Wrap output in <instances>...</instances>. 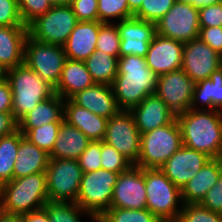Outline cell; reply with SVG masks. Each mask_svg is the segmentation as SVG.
<instances>
[{
  "label": "cell",
  "mask_w": 222,
  "mask_h": 222,
  "mask_svg": "<svg viewBox=\"0 0 222 222\" xmlns=\"http://www.w3.org/2000/svg\"><path fill=\"white\" fill-rule=\"evenodd\" d=\"M70 99L78 106L107 119L120 110L112 87L106 84L95 83L93 86L77 92Z\"/></svg>",
  "instance_id": "44dd1931"
},
{
  "label": "cell",
  "mask_w": 222,
  "mask_h": 222,
  "mask_svg": "<svg viewBox=\"0 0 222 222\" xmlns=\"http://www.w3.org/2000/svg\"><path fill=\"white\" fill-rule=\"evenodd\" d=\"M99 21H79L63 45L66 57L70 60L84 62L96 51Z\"/></svg>",
  "instance_id": "ffe728a7"
},
{
  "label": "cell",
  "mask_w": 222,
  "mask_h": 222,
  "mask_svg": "<svg viewBox=\"0 0 222 222\" xmlns=\"http://www.w3.org/2000/svg\"><path fill=\"white\" fill-rule=\"evenodd\" d=\"M78 22L70 4H54L28 26V32L37 41L63 46Z\"/></svg>",
  "instance_id": "ba28073f"
},
{
  "label": "cell",
  "mask_w": 222,
  "mask_h": 222,
  "mask_svg": "<svg viewBox=\"0 0 222 222\" xmlns=\"http://www.w3.org/2000/svg\"><path fill=\"white\" fill-rule=\"evenodd\" d=\"M184 43L155 34L146 54L147 66L161 76L182 67Z\"/></svg>",
  "instance_id": "ac0fdd59"
},
{
  "label": "cell",
  "mask_w": 222,
  "mask_h": 222,
  "mask_svg": "<svg viewBox=\"0 0 222 222\" xmlns=\"http://www.w3.org/2000/svg\"><path fill=\"white\" fill-rule=\"evenodd\" d=\"M82 176L77 160L50 158L46 169L49 201L76 203Z\"/></svg>",
  "instance_id": "9c48e42d"
},
{
  "label": "cell",
  "mask_w": 222,
  "mask_h": 222,
  "mask_svg": "<svg viewBox=\"0 0 222 222\" xmlns=\"http://www.w3.org/2000/svg\"><path fill=\"white\" fill-rule=\"evenodd\" d=\"M176 119L184 146L211 158H222V111L190 109Z\"/></svg>",
  "instance_id": "7a4b0ae2"
},
{
  "label": "cell",
  "mask_w": 222,
  "mask_h": 222,
  "mask_svg": "<svg viewBox=\"0 0 222 222\" xmlns=\"http://www.w3.org/2000/svg\"><path fill=\"white\" fill-rule=\"evenodd\" d=\"M219 54L200 38L184 43L181 69L194 81L207 79L219 68Z\"/></svg>",
  "instance_id": "2e32d148"
},
{
  "label": "cell",
  "mask_w": 222,
  "mask_h": 222,
  "mask_svg": "<svg viewBox=\"0 0 222 222\" xmlns=\"http://www.w3.org/2000/svg\"><path fill=\"white\" fill-rule=\"evenodd\" d=\"M176 1L183 2V3H191L194 5H197V2H198V0H176Z\"/></svg>",
  "instance_id": "11a10c76"
},
{
  "label": "cell",
  "mask_w": 222,
  "mask_h": 222,
  "mask_svg": "<svg viewBox=\"0 0 222 222\" xmlns=\"http://www.w3.org/2000/svg\"><path fill=\"white\" fill-rule=\"evenodd\" d=\"M6 78L12 91V113L17 121L55 94L54 88L24 62L6 70Z\"/></svg>",
  "instance_id": "277c9868"
},
{
  "label": "cell",
  "mask_w": 222,
  "mask_h": 222,
  "mask_svg": "<svg viewBox=\"0 0 222 222\" xmlns=\"http://www.w3.org/2000/svg\"><path fill=\"white\" fill-rule=\"evenodd\" d=\"M210 159L207 154L182 145L160 170L181 190Z\"/></svg>",
  "instance_id": "e0dca14e"
},
{
  "label": "cell",
  "mask_w": 222,
  "mask_h": 222,
  "mask_svg": "<svg viewBox=\"0 0 222 222\" xmlns=\"http://www.w3.org/2000/svg\"><path fill=\"white\" fill-rule=\"evenodd\" d=\"M83 173L96 171L101 166V141H91L86 150L77 159Z\"/></svg>",
  "instance_id": "60d3db41"
},
{
  "label": "cell",
  "mask_w": 222,
  "mask_h": 222,
  "mask_svg": "<svg viewBox=\"0 0 222 222\" xmlns=\"http://www.w3.org/2000/svg\"><path fill=\"white\" fill-rule=\"evenodd\" d=\"M52 0H18L19 12L25 26L53 7Z\"/></svg>",
  "instance_id": "ab89813d"
},
{
  "label": "cell",
  "mask_w": 222,
  "mask_h": 222,
  "mask_svg": "<svg viewBox=\"0 0 222 222\" xmlns=\"http://www.w3.org/2000/svg\"><path fill=\"white\" fill-rule=\"evenodd\" d=\"M190 109L222 111V68L195 82Z\"/></svg>",
  "instance_id": "f1b7e54d"
},
{
  "label": "cell",
  "mask_w": 222,
  "mask_h": 222,
  "mask_svg": "<svg viewBox=\"0 0 222 222\" xmlns=\"http://www.w3.org/2000/svg\"><path fill=\"white\" fill-rule=\"evenodd\" d=\"M90 142L91 140L81 130L63 121L49 157L77 160Z\"/></svg>",
  "instance_id": "83f0119b"
},
{
  "label": "cell",
  "mask_w": 222,
  "mask_h": 222,
  "mask_svg": "<svg viewBox=\"0 0 222 222\" xmlns=\"http://www.w3.org/2000/svg\"><path fill=\"white\" fill-rule=\"evenodd\" d=\"M132 165L133 164L114 147L101 141V166L103 169L120 174Z\"/></svg>",
  "instance_id": "f35d334b"
},
{
  "label": "cell",
  "mask_w": 222,
  "mask_h": 222,
  "mask_svg": "<svg viewBox=\"0 0 222 222\" xmlns=\"http://www.w3.org/2000/svg\"><path fill=\"white\" fill-rule=\"evenodd\" d=\"M131 17L133 14L129 11L127 0H98L99 22L114 23Z\"/></svg>",
  "instance_id": "e575fe53"
},
{
  "label": "cell",
  "mask_w": 222,
  "mask_h": 222,
  "mask_svg": "<svg viewBox=\"0 0 222 222\" xmlns=\"http://www.w3.org/2000/svg\"><path fill=\"white\" fill-rule=\"evenodd\" d=\"M199 38L218 54L222 52V27H200Z\"/></svg>",
  "instance_id": "bcb514c9"
},
{
  "label": "cell",
  "mask_w": 222,
  "mask_h": 222,
  "mask_svg": "<svg viewBox=\"0 0 222 222\" xmlns=\"http://www.w3.org/2000/svg\"><path fill=\"white\" fill-rule=\"evenodd\" d=\"M140 134L170 124L176 114L156 95L150 94L130 110Z\"/></svg>",
  "instance_id": "d6986e66"
},
{
  "label": "cell",
  "mask_w": 222,
  "mask_h": 222,
  "mask_svg": "<svg viewBox=\"0 0 222 222\" xmlns=\"http://www.w3.org/2000/svg\"><path fill=\"white\" fill-rule=\"evenodd\" d=\"M222 3V0H198V7H205L212 4Z\"/></svg>",
  "instance_id": "f5cc1de1"
},
{
  "label": "cell",
  "mask_w": 222,
  "mask_h": 222,
  "mask_svg": "<svg viewBox=\"0 0 222 222\" xmlns=\"http://www.w3.org/2000/svg\"><path fill=\"white\" fill-rule=\"evenodd\" d=\"M101 218L105 222H161L148 209H123L111 207Z\"/></svg>",
  "instance_id": "d6a6232c"
},
{
  "label": "cell",
  "mask_w": 222,
  "mask_h": 222,
  "mask_svg": "<svg viewBox=\"0 0 222 222\" xmlns=\"http://www.w3.org/2000/svg\"><path fill=\"white\" fill-rule=\"evenodd\" d=\"M18 130V121L12 112H0V137L10 135Z\"/></svg>",
  "instance_id": "c3c4849f"
},
{
  "label": "cell",
  "mask_w": 222,
  "mask_h": 222,
  "mask_svg": "<svg viewBox=\"0 0 222 222\" xmlns=\"http://www.w3.org/2000/svg\"><path fill=\"white\" fill-rule=\"evenodd\" d=\"M161 222H177V221H161Z\"/></svg>",
  "instance_id": "94428289"
},
{
  "label": "cell",
  "mask_w": 222,
  "mask_h": 222,
  "mask_svg": "<svg viewBox=\"0 0 222 222\" xmlns=\"http://www.w3.org/2000/svg\"><path fill=\"white\" fill-rule=\"evenodd\" d=\"M21 216L23 222H50L49 215L44 208Z\"/></svg>",
  "instance_id": "681fc988"
},
{
  "label": "cell",
  "mask_w": 222,
  "mask_h": 222,
  "mask_svg": "<svg viewBox=\"0 0 222 222\" xmlns=\"http://www.w3.org/2000/svg\"><path fill=\"white\" fill-rule=\"evenodd\" d=\"M49 154L40 149L27 138L19 142L16 162L13 168V179L28 176L34 173L46 172L49 163Z\"/></svg>",
  "instance_id": "4316f807"
},
{
  "label": "cell",
  "mask_w": 222,
  "mask_h": 222,
  "mask_svg": "<svg viewBox=\"0 0 222 222\" xmlns=\"http://www.w3.org/2000/svg\"><path fill=\"white\" fill-rule=\"evenodd\" d=\"M119 173L100 168L83 173L76 203L95 218L111 208L113 189Z\"/></svg>",
  "instance_id": "52a82bcc"
},
{
  "label": "cell",
  "mask_w": 222,
  "mask_h": 222,
  "mask_svg": "<svg viewBox=\"0 0 222 222\" xmlns=\"http://www.w3.org/2000/svg\"><path fill=\"white\" fill-rule=\"evenodd\" d=\"M64 99L58 94L40 102L18 121V130L24 135L32 128L64 121Z\"/></svg>",
  "instance_id": "d4e9b609"
},
{
  "label": "cell",
  "mask_w": 222,
  "mask_h": 222,
  "mask_svg": "<svg viewBox=\"0 0 222 222\" xmlns=\"http://www.w3.org/2000/svg\"><path fill=\"white\" fill-rule=\"evenodd\" d=\"M156 33L183 43L199 38V7L175 1L171 9L156 22Z\"/></svg>",
  "instance_id": "8fae6325"
},
{
  "label": "cell",
  "mask_w": 222,
  "mask_h": 222,
  "mask_svg": "<svg viewBox=\"0 0 222 222\" xmlns=\"http://www.w3.org/2000/svg\"><path fill=\"white\" fill-rule=\"evenodd\" d=\"M177 222H222V214L213 212L200 203L183 204Z\"/></svg>",
  "instance_id": "8d00e7d4"
},
{
  "label": "cell",
  "mask_w": 222,
  "mask_h": 222,
  "mask_svg": "<svg viewBox=\"0 0 222 222\" xmlns=\"http://www.w3.org/2000/svg\"><path fill=\"white\" fill-rule=\"evenodd\" d=\"M73 0H52V2L54 4H69L71 3Z\"/></svg>",
  "instance_id": "db71d44e"
},
{
  "label": "cell",
  "mask_w": 222,
  "mask_h": 222,
  "mask_svg": "<svg viewBox=\"0 0 222 222\" xmlns=\"http://www.w3.org/2000/svg\"><path fill=\"white\" fill-rule=\"evenodd\" d=\"M146 187V209L161 221H177L182 210L181 190L160 168H143Z\"/></svg>",
  "instance_id": "5b68a950"
},
{
  "label": "cell",
  "mask_w": 222,
  "mask_h": 222,
  "mask_svg": "<svg viewBox=\"0 0 222 222\" xmlns=\"http://www.w3.org/2000/svg\"><path fill=\"white\" fill-rule=\"evenodd\" d=\"M27 26H0V64L5 70L23 63Z\"/></svg>",
  "instance_id": "cb8c5ba5"
},
{
  "label": "cell",
  "mask_w": 222,
  "mask_h": 222,
  "mask_svg": "<svg viewBox=\"0 0 222 222\" xmlns=\"http://www.w3.org/2000/svg\"><path fill=\"white\" fill-rule=\"evenodd\" d=\"M219 68H222V52L219 53Z\"/></svg>",
  "instance_id": "680465c9"
},
{
  "label": "cell",
  "mask_w": 222,
  "mask_h": 222,
  "mask_svg": "<svg viewBox=\"0 0 222 222\" xmlns=\"http://www.w3.org/2000/svg\"><path fill=\"white\" fill-rule=\"evenodd\" d=\"M0 222H23V221L21 215L4 213L0 218Z\"/></svg>",
  "instance_id": "f907efd6"
},
{
  "label": "cell",
  "mask_w": 222,
  "mask_h": 222,
  "mask_svg": "<svg viewBox=\"0 0 222 222\" xmlns=\"http://www.w3.org/2000/svg\"><path fill=\"white\" fill-rule=\"evenodd\" d=\"M195 82L182 70L158 76L155 94L174 114L190 110Z\"/></svg>",
  "instance_id": "4fadbf2b"
},
{
  "label": "cell",
  "mask_w": 222,
  "mask_h": 222,
  "mask_svg": "<svg viewBox=\"0 0 222 222\" xmlns=\"http://www.w3.org/2000/svg\"><path fill=\"white\" fill-rule=\"evenodd\" d=\"M61 123L62 122H52L32 128L24 134V137L49 154L58 137Z\"/></svg>",
  "instance_id": "836d02e7"
},
{
  "label": "cell",
  "mask_w": 222,
  "mask_h": 222,
  "mask_svg": "<svg viewBox=\"0 0 222 222\" xmlns=\"http://www.w3.org/2000/svg\"><path fill=\"white\" fill-rule=\"evenodd\" d=\"M200 204L213 212L222 214V179L206 193Z\"/></svg>",
  "instance_id": "f6af8a7d"
},
{
  "label": "cell",
  "mask_w": 222,
  "mask_h": 222,
  "mask_svg": "<svg viewBox=\"0 0 222 222\" xmlns=\"http://www.w3.org/2000/svg\"><path fill=\"white\" fill-rule=\"evenodd\" d=\"M4 212L23 215L40 210L49 201L46 172L12 179L0 187Z\"/></svg>",
  "instance_id": "3957f363"
},
{
  "label": "cell",
  "mask_w": 222,
  "mask_h": 222,
  "mask_svg": "<svg viewBox=\"0 0 222 222\" xmlns=\"http://www.w3.org/2000/svg\"><path fill=\"white\" fill-rule=\"evenodd\" d=\"M24 135L19 131L0 137V187L13 179L17 150Z\"/></svg>",
  "instance_id": "4dcf8cb0"
},
{
  "label": "cell",
  "mask_w": 222,
  "mask_h": 222,
  "mask_svg": "<svg viewBox=\"0 0 222 222\" xmlns=\"http://www.w3.org/2000/svg\"><path fill=\"white\" fill-rule=\"evenodd\" d=\"M175 1L176 0H143L140 9L133 17L156 23L171 9Z\"/></svg>",
  "instance_id": "74e56055"
},
{
  "label": "cell",
  "mask_w": 222,
  "mask_h": 222,
  "mask_svg": "<svg viewBox=\"0 0 222 222\" xmlns=\"http://www.w3.org/2000/svg\"><path fill=\"white\" fill-rule=\"evenodd\" d=\"M103 142L135 165L140 155L141 134L130 110H119L108 119Z\"/></svg>",
  "instance_id": "7c38bea8"
},
{
  "label": "cell",
  "mask_w": 222,
  "mask_h": 222,
  "mask_svg": "<svg viewBox=\"0 0 222 222\" xmlns=\"http://www.w3.org/2000/svg\"><path fill=\"white\" fill-rule=\"evenodd\" d=\"M0 112H12V91L6 77L0 78Z\"/></svg>",
  "instance_id": "7dc6e473"
},
{
  "label": "cell",
  "mask_w": 222,
  "mask_h": 222,
  "mask_svg": "<svg viewBox=\"0 0 222 222\" xmlns=\"http://www.w3.org/2000/svg\"><path fill=\"white\" fill-rule=\"evenodd\" d=\"M200 27H222V3L199 7Z\"/></svg>",
  "instance_id": "ee69618b"
},
{
  "label": "cell",
  "mask_w": 222,
  "mask_h": 222,
  "mask_svg": "<svg viewBox=\"0 0 222 222\" xmlns=\"http://www.w3.org/2000/svg\"><path fill=\"white\" fill-rule=\"evenodd\" d=\"M129 11L134 15L142 5L143 0H127Z\"/></svg>",
  "instance_id": "816d5d0a"
},
{
  "label": "cell",
  "mask_w": 222,
  "mask_h": 222,
  "mask_svg": "<svg viewBox=\"0 0 222 222\" xmlns=\"http://www.w3.org/2000/svg\"><path fill=\"white\" fill-rule=\"evenodd\" d=\"M177 119L168 125L141 134L140 155L135 164L141 168H160L182 146Z\"/></svg>",
  "instance_id": "8992f818"
},
{
  "label": "cell",
  "mask_w": 222,
  "mask_h": 222,
  "mask_svg": "<svg viewBox=\"0 0 222 222\" xmlns=\"http://www.w3.org/2000/svg\"><path fill=\"white\" fill-rule=\"evenodd\" d=\"M121 39L115 23H103L99 28L96 50L119 58Z\"/></svg>",
  "instance_id": "d590c367"
},
{
  "label": "cell",
  "mask_w": 222,
  "mask_h": 222,
  "mask_svg": "<svg viewBox=\"0 0 222 222\" xmlns=\"http://www.w3.org/2000/svg\"><path fill=\"white\" fill-rule=\"evenodd\" d=\"M95 84L85 62L66 59L55 93L61 98L70 99L77 92Z\"/></svg>",
  "instance_id": "484cf974"
},
{
  "label": "cell",
  "mask_w": 222,
  "mask_h": 222,
  "mask_svg": "<svg viewBox=\"0 0 222 222\" xmlns=\"http://www.w3.org/2000/svg\"><path fill=\"white\" fill-rule=\"evenodd\" d=\"M64 121L81 130L91 141H103L108 119L78 106L71 99L64 100Z\"/></svg>",
  "instance_id": "603a6c76"
},
{
  "label": "cell",
  "mask_w": 222,
  "mask_h": 222,
  "mask_svg": "<svg viewBox=\"0 0 222 222\" xmlns=\"http://www.w3.org/2000/svg\"><path fill=\"white\" fill-rule=\"evenodd\" d=\"M117 70L111 87L120 110H131L145 97L155 94L158 76L147 66L144 57H119Z\"/></svg>",
  "instance_id": "6da1fadb"
},
{
  "label": "cell",
  "mask_w": 222,
  "mask_h": 222,
  "mask_svg": "<svg viewBox=\"0 0 222 222\" xmlns=\"http://www.w3.org/2000/svg\"><path fill=\"white\" fill-rule=\"evenodd\" d=\"M115 24L121 39L119 57L134 55L145 58L156 34V23L131 17Z\"/></svg>",
  "instance_id": "9a60e30c"
},
{
  "label": "cell",
  "mask_w": 222,
  "mask_h": 222,
  "mask_svg": "<svg viewBox=\"0 0 222 222\" xmlns=\"http://www.w3.org/2000/svg\"><path fill=\"white\" fill-rule=\"evenodd\" d=\"M0 26H25L20 16L18 0H0Z\"/></svg>",
  "instance_id": "b9f144b4"
},
{
  "label": "cell",
  "mask_w": 222,
  "mask_h": 222,
  "mask_svg": "<svg viewBox=\"0 0 222 222\" xmlns=\"http://www.w3.org/2000/svg\"><path fill=\"white\" fill-rule=\"evenodd\" d=\"M6 77V70L0 64V78Z\"/></svg>",
  "instance_id": "9f6ffc18"
},
{
  "label": "cell",
  "mask_w": 222,
  "mask_h": 222,
  "mask_svg": "<svg viewBox=\"0 0 222 222\" xmlns=\"http://www.w3.org/2000/svg\"><path fill=\"white\" fill-rule=\"evenodd\" d=\"M88 72L97 84L110 85L118 74V58L96 50L85 61Z\"/></svg>",
  "instance_id": "f546056e"
},
{
  "label": "cell",
  "mask_w": 222,
  "mask_h": 222,
  "mask_svg": "<svg viewBox=\"0 0 222 222\" xmlns=\"http://www.w3.org/2000/svg\"><path fill=\"white\" fill-rule=\"evenodd\" d=\"M222 176V158L210 159L181 189L183 204L200 203Z\"/></svg>",
  "instance_id": "7402d4cb"
},
{
  "label": "cell",
  "mask_w": 222,
  "mask_h": 222,
  "mask_svg": "<svg viewBox=\"0 0 222 222\" xmlns=\"http://www.w3.org/2000/svg\"><path fill=\"white\" fill-rule=\"evenodd\" d=\"M49 215L50 222H82V217L95 222L96 218L84 211L77 203L48 201L44 207ZM89 217V218H88Z\"/></svg>",
  "instance_id": "1f68e13d"
},
{
  "label": "cell",
  "mask_w": 222,
  "mask_h": 222,
  "mask_svg": "<svg viewBox=\"0 0 222 222\" xmlns=\"http://www.w3.org/2000/svg\"><path fill=\"white\" fill-rule=\"evenodd\" d=\"M111 207L145 209L146 187L143 168L132 165L121 172L113 189Z\"/></svg>",
  "instance_id": "5bb4252c"
},
{
  "label": "cell",
  "mask_w": 222,
  "mask_h": 222,
  "mask_svg": "<svg viewBox=\"0 0 222 222\" xmlns=\"http://www.w3.org/2000/svg\"><path fill=\"white\" fill-rule=\"evenodd\" d=\"M69 4L78 21H98V0H73Z\"/></svg>",
  "instance_id": "7bdbcfd3"
},
{
  "label": "cell",
  "mask_w": 222,
  "mask_h": 222,
  "mask_svg": "<svg viewBox=\"0 0 222 222\" xmlns=\"http://www.w3.org/2000/svg\"><path fill=\"white\" fill-rule=\"evenodd\" d=\"M95 222H105L101 217L96 218Z\"/></svg>",
  "instance_id": "91938a15"
},
{
  "label": "cell",
  "mask_w": 222,
  "mask_h": 222,
  "mask_svg": "<svg viewBox=\"0 0 222 222\" xmlns=\"http://www.w3.org/2000/svg\"><path fill=\"white\" fill-rule=\"evenodd\" d=\"M66 59L63 46L43 43L28 35L23 62L54 89L60 80Z\"/></svg>",
  "instance_id": "30bf717a"
},
{
  "label": "cell",
  "mask_w": 222,
  "mask_h": 222,
  "mask_svg": "<svg viewBox=\"0 0 222 222\" xmlns=\"http://www.w3.org/2000/svg\"><path fill=\"white\" fill-rule=\"evenodd\" d=\"M4 213H5V212H4L3 202H2V200H1V198H0V218H1V216H2Z\"/></svg>",
  "instance_id": "6f0895ef"
}]
</instances>
